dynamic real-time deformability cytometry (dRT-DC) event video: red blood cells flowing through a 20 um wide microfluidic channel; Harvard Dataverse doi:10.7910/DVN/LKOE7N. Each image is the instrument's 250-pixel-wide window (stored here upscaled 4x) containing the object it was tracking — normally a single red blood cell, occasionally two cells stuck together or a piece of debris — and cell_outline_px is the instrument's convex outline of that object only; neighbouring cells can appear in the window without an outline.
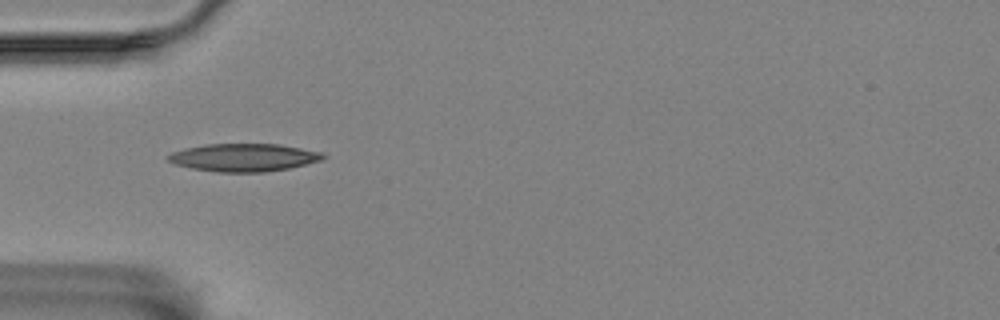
{"species": "Egyptian fruit bat (a non-hibernating species)", "species_latin": "Rousettus aegyptiacus", "temperature_condition": "room temperature", "stored_images_in_passage": 36, "camera_frame_rate_fps": 3000, "um_per_image_px": 0.085, "animal": {"sex": "female"}, "frame": {"image": 1, "passage_image": 1, "time_ms": 0.0, "image_size_px": [1000, 320], "cell_outline_px": [[324, 156], [320, 160], [288, 168], [264, 172], [216, 172], [192, 168], [176, 164], [168, 160], [164, 156], [172, 152], [204, 144], [280, 144], [324, 152]], "centroid_in_image_um": [20.7, 13.38], "position_along_channel_um": 64.3, "area_um2": 24.97}}
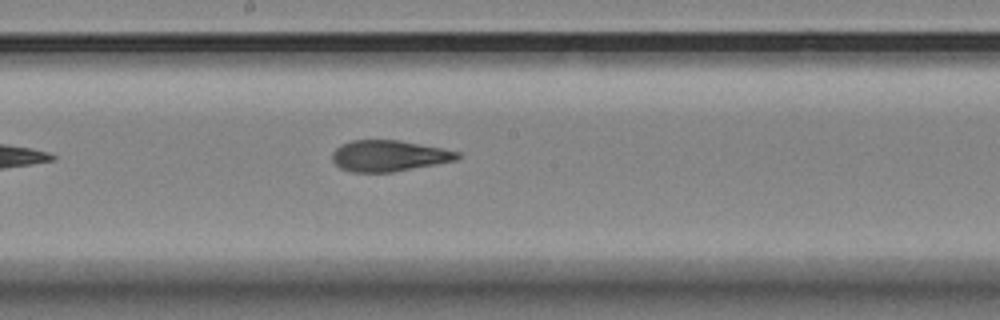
{"frame": {"image": 2, "passage_image": 14, "time_ms": 4.333, "image_size_px": [1000, 320], "cell_outline_px": [[460, 156], [456, 160], [436, 164], [392, 172], [352, 172], [340, 168], [332, 160], [332, 152], [340, 144], [352, 140], [400, 140], [460, 152]], "centroid_in_image_um": [33.02, 13.24], "position_along_channel_um": 215.2, "area_um2": 22.6}}
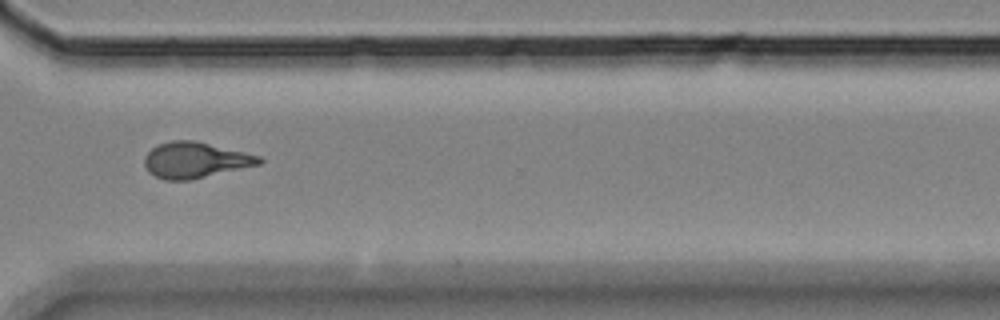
{"frame": {"image": 3, "passage_image": 26, "time_ms": 8.333, "image_size_px": [1000, 320], "cell_outline_px": [[264, 160], [260, 164], [188, 180], [164, 180], [148, 172], [144, 164], [144, 156], [156, 144], [172, 140], [192, 140], [260, 156]], "centroid_in_image_um": [16.54, 13.6], "position_along_channel_um": 354.1, "area_um2": 23.64}, "authors_computed_cell_mechanics": {"area_um2": 23.1778, "velocity_mm_per_s": 3.4727, "shape_relaxation_time_tau1_ms": 8.5786, "shape_relaxation_time_tau2_ms": 2.321, "deformation_change_tau1": 0.2362, "deformation_change_tau2": 0.1119}}